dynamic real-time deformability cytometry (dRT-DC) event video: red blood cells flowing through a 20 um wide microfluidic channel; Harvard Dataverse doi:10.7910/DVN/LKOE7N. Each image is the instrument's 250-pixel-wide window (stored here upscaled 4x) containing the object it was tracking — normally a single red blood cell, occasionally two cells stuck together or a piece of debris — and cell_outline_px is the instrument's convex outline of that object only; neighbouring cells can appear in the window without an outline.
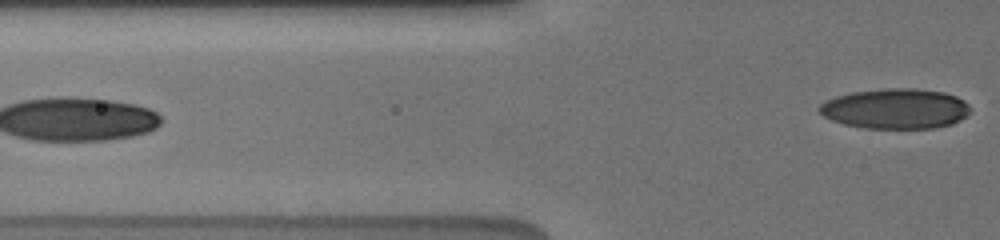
{"species": "human", "species_latin": "Homo sapiens", "temperature_condition": "cold", "stored_images_in_passage": 10, "segment_of_instrument_passage": [2, 2], "camera_frame_rate_fps": 3000, "um_per_image_px": 0.085, "donor": {"sex": "male"}, "frame": {"image": 1, "passage_image": 10, "time_ms": 8.333, "image_size_px": [1000, 240], "cell_outline_px": [[972, 112], [960, 120], [952, 124], [936, 128], [864, 128], [844, 124], [832, 120], [824, 116], [816, 108], [820, 104], [836, 96], [852, 92], [888, 88], [916, 88], [944, 92], [956, 96], [964, 100], [972, 108]], "centroid_in_image_um": [76.16, 9.24], "position_along_channel_um": 49.6, "area_um2": 35.6}}